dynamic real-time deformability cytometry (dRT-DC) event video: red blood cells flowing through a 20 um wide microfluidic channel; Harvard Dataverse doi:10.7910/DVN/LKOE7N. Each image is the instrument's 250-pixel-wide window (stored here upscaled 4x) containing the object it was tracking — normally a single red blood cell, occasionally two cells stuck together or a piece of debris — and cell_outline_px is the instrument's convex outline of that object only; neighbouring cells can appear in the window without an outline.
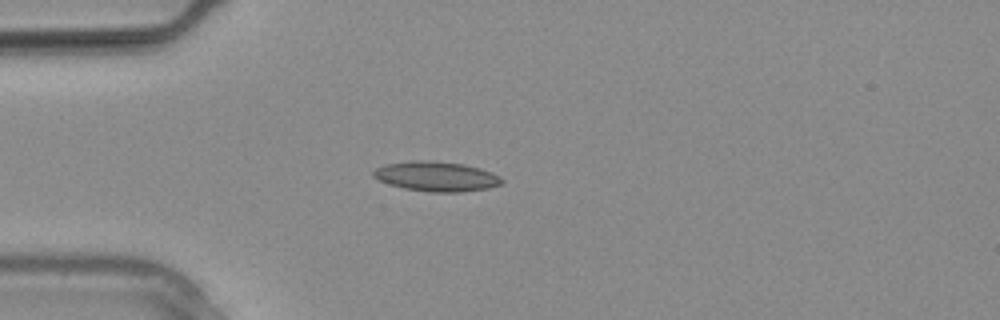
{"species": "common noctule bat (a hibernating species)", "species_latin": "Nyctalus noctula", "temperature_condition": "warm", "stored_images_in_passage": 11, "camera_frame_rate_fps": 3000, "um_per_image_px": 0.085, "animal": {"sex": "male", "body_mass_g": 20.4}, "frame": {"image": 1, "passage_image": 7, "time_ms": 2.0, "image_size_px": [1000, 320], "cell_outline_px": [[500, 180], [496, 184], [480, 188], [412, 188], [392, 184], [376, 176], [376, 172], [384, 168], [396, 164], [456, 164], [472, 168], [484, 172]], "centroid_in_image_um": [37.06, 14.99], "position_along_channel_um": 47.9, "area_um2": 17.22}}